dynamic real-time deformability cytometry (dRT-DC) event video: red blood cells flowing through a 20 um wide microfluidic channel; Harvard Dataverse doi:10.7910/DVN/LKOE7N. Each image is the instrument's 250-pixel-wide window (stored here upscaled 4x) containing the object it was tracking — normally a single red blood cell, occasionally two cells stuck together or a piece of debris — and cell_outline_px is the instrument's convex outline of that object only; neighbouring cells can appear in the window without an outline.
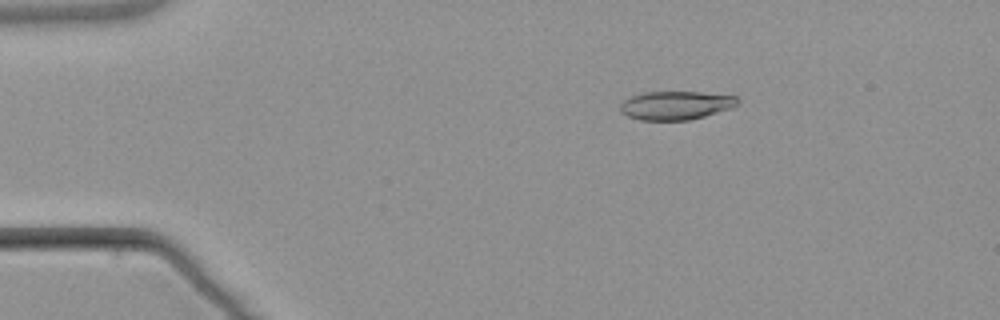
{"species": "common noctule bat (a hibernating species)", "species_latin": "Nyctalus noctula", "temperature_condition": "warm", "stored_images_in_passage": 3, "camera_frame_rate_fps": 3000, "um_per_image_px": 0.085, "animal": {"sex": "male", "body_mass_g": 21.5, "forearm_length_mm": 52.0}, "frame": {"image": 1, "passage_image": 1, "time_ms": 0.0, "image_size_px": [1000, 320], "cell_outline_px": [[740, 100], [732, 108], [704, 116], [688, 120], [640, 120], [628, 116], [620, 112], [620, 104], [624, 100], [632, 96], [644, 92], [700, 92], [736, 96]], "centroid_in_image_um": [57.43, 8.95], "position_along_channel_um": 27.6, "area_um2": 19.48}}